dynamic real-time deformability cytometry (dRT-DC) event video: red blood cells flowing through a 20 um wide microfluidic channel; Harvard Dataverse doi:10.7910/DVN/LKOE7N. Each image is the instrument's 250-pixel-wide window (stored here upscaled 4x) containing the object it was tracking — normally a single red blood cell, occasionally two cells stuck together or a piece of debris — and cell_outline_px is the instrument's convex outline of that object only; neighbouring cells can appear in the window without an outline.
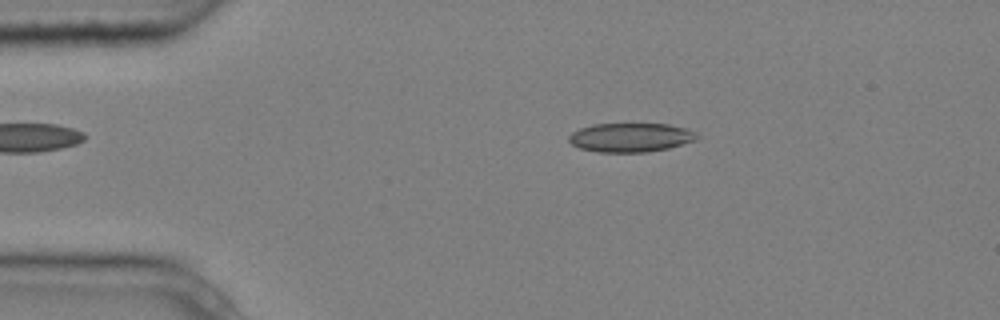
{"species": "common noctule bat (a hibernating species)", "species_latin": "Nyctalus noctula", "temperature_condition": "cold", "stored_images_in_passage": 4, "camera_frame_rate_fps": 3000, "um_per_image_px": 0.085, "animal": {"sex": "male", "body_mass_g": 20.4}, "frame": {"image": 1, "passage_image": 2, "time_ms": 0.333, "image_size_px": [1000, 320], "cell_outline_px": [[700, 140], [668, 148], [648, 152], [596, 152], [580, 148], [572, 144], [568, 140], [568, 136], [572, 132], [580, 128], [592, 124], [668, 124], [684, 128], [696, 132], [700, 136]], "centroid_in_image_um": [53.63, 11.69], "position_along_channel_um": 31.4, "area_um2": 21.85}}
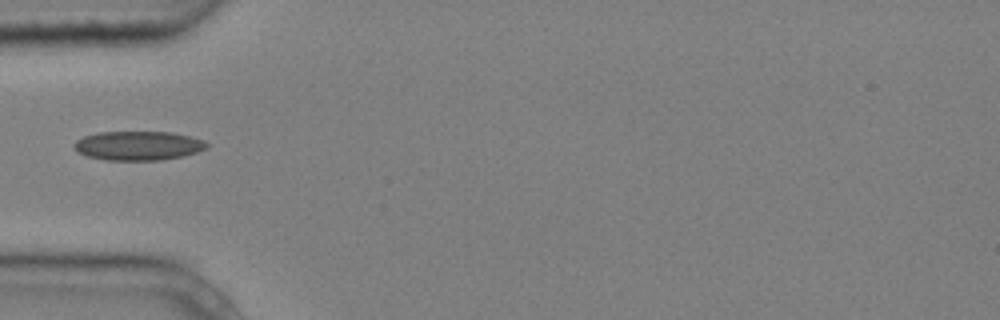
{"frame": {"image": 2, "passage_image": 4, "time_ms": 1.0, "image_size_px": [1000, 320], "cell_outline_px": [[208, 148], [184, 156], [160, 160], [104, 160], [88, 156], [76, 152], [72, 144], [76, 140], [84, 136], [100, 132], [172, 132], [204, 140], [208, 144]], "centroid_in_image_um": [11.73, 12.38], "position_along_channel_um": 73.3, "area_um2": 22.6}}